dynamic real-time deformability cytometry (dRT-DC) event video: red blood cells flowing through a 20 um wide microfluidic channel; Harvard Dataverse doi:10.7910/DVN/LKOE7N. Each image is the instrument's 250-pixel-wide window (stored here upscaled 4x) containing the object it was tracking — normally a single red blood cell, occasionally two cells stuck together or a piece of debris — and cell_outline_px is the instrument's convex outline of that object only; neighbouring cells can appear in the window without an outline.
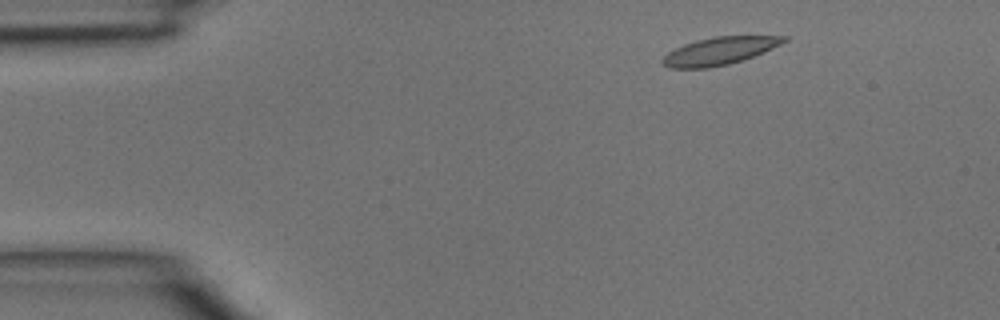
{"species": "common noctule bat (a hibernating species)", "species_latin": "Nyctalus noctula", "temperature_condition": "room temperature", "stored_images_in_passage": 4, "camera_frame_rate_fps": 3000, "um_per_image_px": 0.085, "animal": {"sex": "male", "body_mass_g": 15.6}, "frame": {"image": 1, "passage_image": 1, "time_ms": 0.0, "image_size_px": [1000, 320], "cell_outline_px": [[788, 40], [764, 52], [744, 60], [728, 64], [708, 68], [668, 68], [660, 60], [668, 52], [684, 44], [696, 40], [716, 36], [788, 36]], "centroid_in_image_um": [61.15, 4.33], "position_along_channel_um": 23.8, "area_um2": 19.48}}
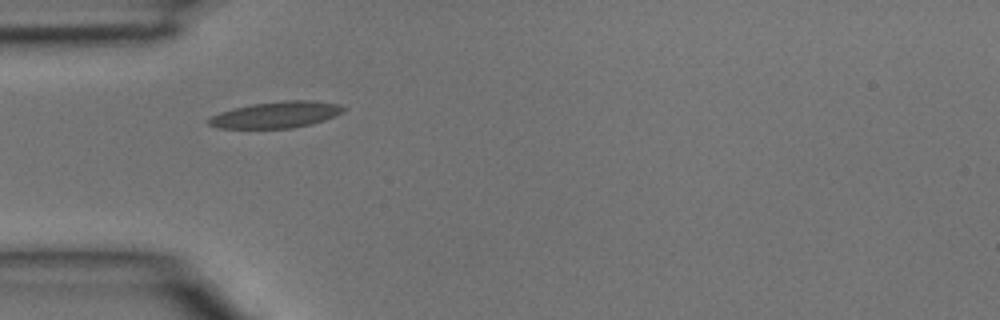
{"frame": {"image": 2, "passage_image": 3, "time_ms": 0.667, "image_size_px": [1000, 320], "cell_outline_px": [[344, 112], [324, 120], [312, 124], [292, 128], [216, 128], [208, 124], [208, 120], [212, 116], [220, 112], [232, 108], [252, 104], [284, 100], [312, 100], [340, 104], [344, 108]], "centroid_in_image_um": [23.48, 9.75], "position_along_channel_um": 61.5, "area_um2": 20.75}}